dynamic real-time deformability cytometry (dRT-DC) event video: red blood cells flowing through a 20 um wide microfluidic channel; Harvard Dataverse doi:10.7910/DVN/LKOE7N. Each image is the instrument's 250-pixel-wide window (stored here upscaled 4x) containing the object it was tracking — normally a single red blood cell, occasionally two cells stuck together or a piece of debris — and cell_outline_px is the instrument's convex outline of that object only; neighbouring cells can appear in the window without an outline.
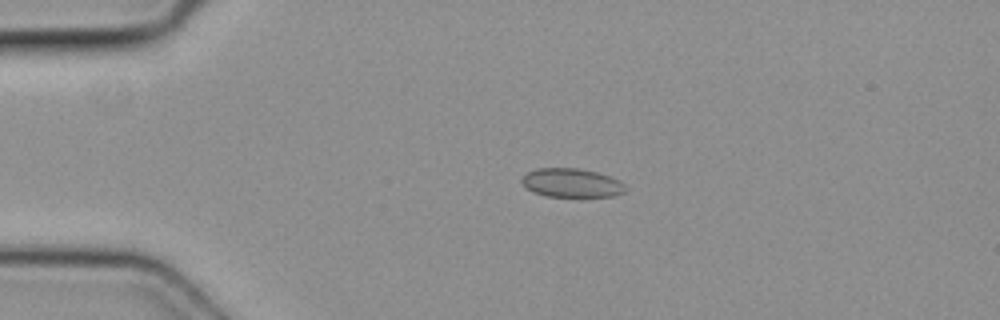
{"species": "common noctule bat (a hibernating species)", "species_latin": "Nyctalus noctula", "temperature_condition": "cold", "stored_images_in_passage": 4, "camera_frame_rate_fps": 3000, "um_per_image_px": 0.085, "animal": {"sex": "female", "body_mass_g": 19.3, "forearm_length_mm": 54.1}, "frame": {"image": 1, "passage_image": 3, "time_ms": 0.667, "image_size_px": [1000, 320], "cell_outline_px": [[628, 188], [624, 192], [612, 196], [544, 196], [532, 192], [520, 180], [528, 172], [536, 168], [580, 168], [596, 172], [620, 180]], "centroid_in_image_um": [48.6, 15.54], "position_along_channel_um": 36.4, "area_um2": 17.34}}